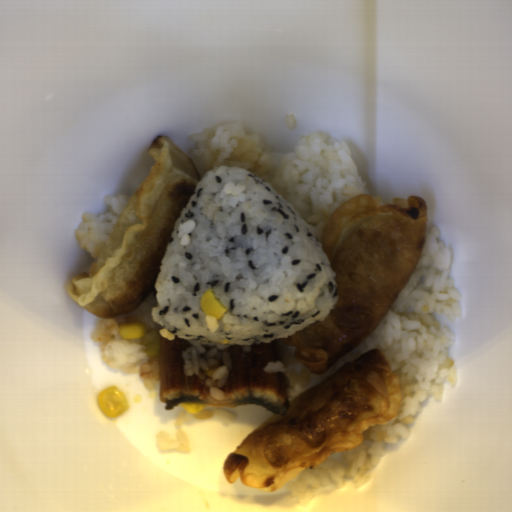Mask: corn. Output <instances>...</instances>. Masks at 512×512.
Segmentation results:
<instances>
[{"mask_svg": "<svg viewBox=\"0 0 512 512\" xmlns=\"http://www.w3.org/2000/svg\"><path fill=\"white\" fill-rule=\"evenodd\" d=\"M199 305L206 315L219 321L224 318L228 310L218 300L212 288H208L200 295Z\"/></svg>", "mask_w": 512, "mask_h": 512, "instance_id": "obj_1", "label": "corn"}, {"mask_svg": "<svg viewBox=\"0 0 512 512\" xmlns=\"http://www.w3.org/2000/svg\"><path fill=\"white\" fill-rule=\"evenodd\" d=\"M117 333L122 340H134L145 335L146 329L144 323L140 321L120 323L117 327Z\"/></svg>", "mask_w": 512, "mask_h": 512, "instance_id": "obj_2", "label": "corn"}, {"mask_svg": "<svg viewBox=\"0 0 512 512\" xmlns=\"http://www.w3.org/2000/svg\"><path fill=\"white\" fill-rule=\"evenodd\" d=\"M182 410L188 414H197L203 410L206 409V405L198 404V403H187V402H180L179 403Z\"/></svg>", "mask_w": 512, "mask_h": 512, "instance_id": "obj_3", "label": "corn"}]
</instances>
